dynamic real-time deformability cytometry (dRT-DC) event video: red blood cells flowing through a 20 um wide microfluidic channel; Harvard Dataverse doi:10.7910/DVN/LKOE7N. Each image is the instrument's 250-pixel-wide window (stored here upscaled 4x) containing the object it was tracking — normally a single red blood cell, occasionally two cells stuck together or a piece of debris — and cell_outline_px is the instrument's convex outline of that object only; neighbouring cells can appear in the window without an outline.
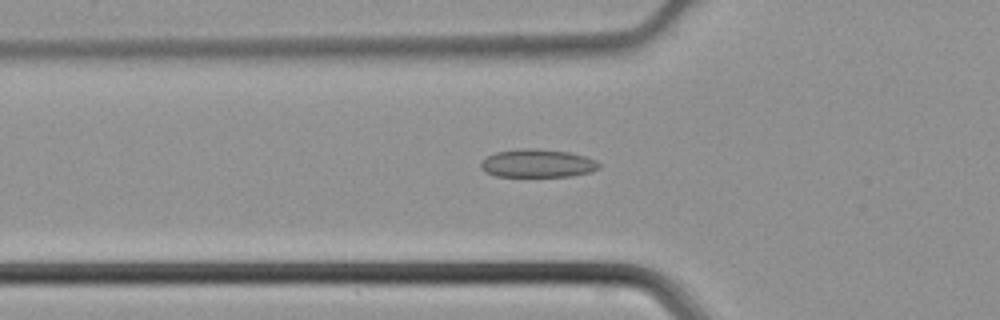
{"species": "common noctule bat (a hibernating species)", "species_latin": "Nyctalus noctula", "temperature_condition": "cold", "stored_images_in_passage": 45, "camera_frame_rate_fps": 3000, "um_per_image_px": 0.085, "animal": {"sex": "male", "body_mass_g": 21.5, "forearm_length_mm": 52.0}, "frame": {"image": 1, "passage_image": 16, "time_ms": 5.0, "image_size_px": [1000, 320], "cell_outline_px": [[600, 168], [592, 172], [572, 176], [496, 176], [484, 172], [480, 168], [480, 160], [496, 152], [520, 148], [536, 148], [568, 152], [584, 156], [596, 160], [600, 164]], "centroid_in_image_um": [45.67, 13.88], "position_along_channel_um": 80.1, "area_um2": 19.59}}
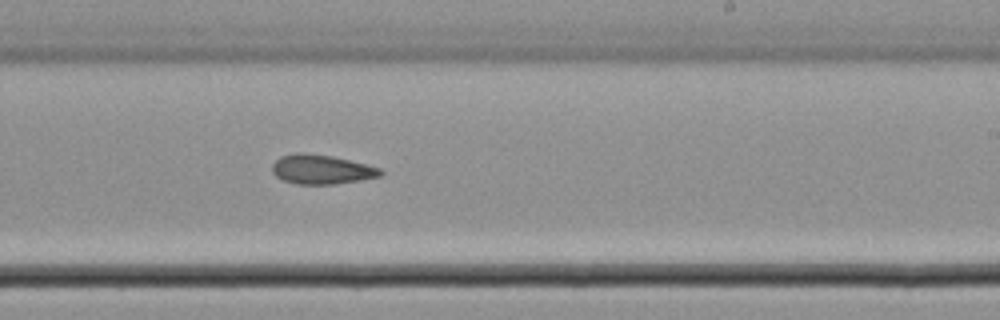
{"frame": {"image": 2, "passage_image": 28, "time_ms": 9.0, "image_size_px": [1000, 320], "cell_outline_px": [[384, 172], [380, 176], [360, 180], [332, 184], [296, 184], [284, 180], [276, 176], [272, 172], [272, 164], [280, 156], [304, 152], [332, 156], [380, 168]], "centroid_in_image_um": [27.3, 14.4], "position_along_channel_um": 261.7, "area_um2": 18.32}}
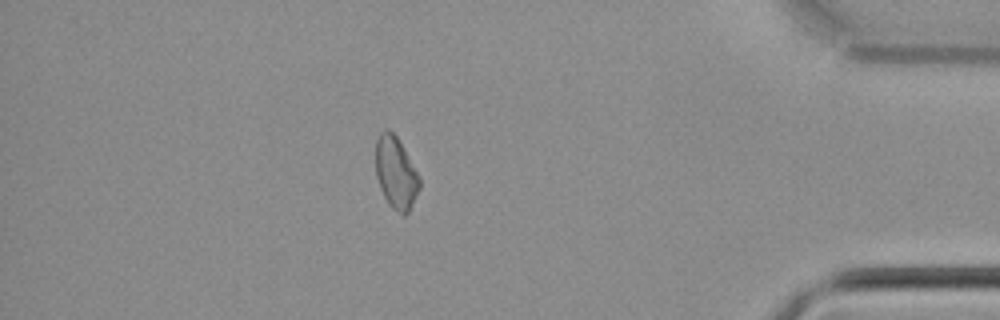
{"frame": {"image": 3, "passage_image": 40, "time_ms": 13.0, "image_size_px": [1000, 320], "cell_outline_px": [[420, 188], [408, 212], [404, 216], [392, 208], [388, 204], [380, 188], [376, 176], [376, 140], [380, 132], [384, 128], [388, 128], [400, 140], [420, 176]], "centroid_in_image_um": [33.65, 14.66], "position_along_channel_um": 401.5, "area_um2": 18.61}}